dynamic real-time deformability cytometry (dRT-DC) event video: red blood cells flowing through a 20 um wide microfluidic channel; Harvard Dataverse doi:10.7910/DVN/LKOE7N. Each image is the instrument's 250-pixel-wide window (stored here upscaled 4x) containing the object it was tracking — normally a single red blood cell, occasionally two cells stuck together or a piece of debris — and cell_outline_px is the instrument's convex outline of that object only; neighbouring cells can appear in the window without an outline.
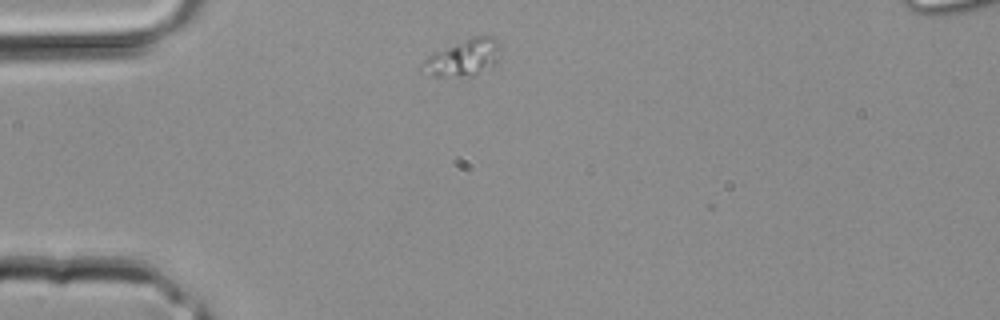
{"species": "common noctule bat (a hibernating species)", "species_latin": "Nyctalus noctula", "temperature_condition": "room temperature", "stored_images_in_passage": 1, "camera_frame_rate_fps": 3000, "um_per_image_px": 0.085, "animal": {"sex": "male", "body_mass_g": 20.4}, "frame": {"image": 1, "passage_image": 1, "time_ms": 0.0, "image_size_px": [1000, 320], "cell_outline_px": [[496, 64], [476, 76], [432, 76], [420, 68], [424, 60], [432, 52], [472, 36], [484, 32], [492, 36], [496, 40]], "centroid_in_image_um": [39.35, 4.89], "position_along_channel_um": 45.6, "area_um2": 16.7}}